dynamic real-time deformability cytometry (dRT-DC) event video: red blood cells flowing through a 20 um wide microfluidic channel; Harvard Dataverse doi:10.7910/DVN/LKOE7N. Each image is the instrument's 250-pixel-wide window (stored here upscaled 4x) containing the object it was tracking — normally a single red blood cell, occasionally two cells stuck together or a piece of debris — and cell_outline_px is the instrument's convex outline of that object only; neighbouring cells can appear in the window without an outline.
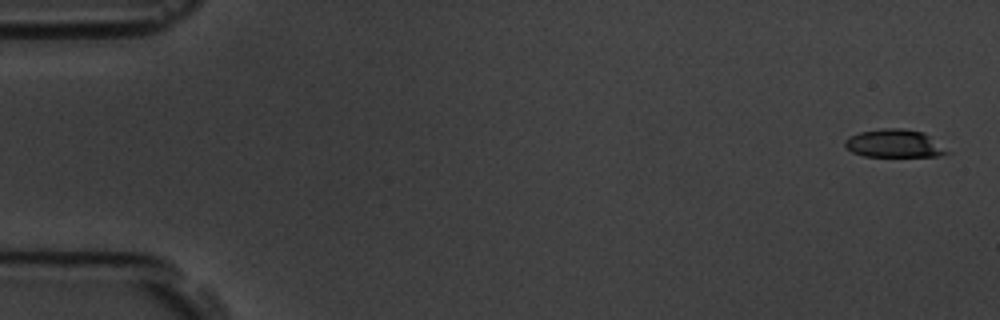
{"species": "common noctule bat (a hibernating species)", "species_latin": "Nyctalus noctula", "temperature_condition": "room temperature", "stored_images_in_passage": 6, "camera_frame_rate_fps": 3000, "um_per_image_px": 0.085, "animal": {"sex": "male", "body_mass_g": 19.5, "forearm_length_mm": 54.6}, "frame": {"image": 1, "passage_image": 1, "time_ms": 0.0, "image_size_px": [1000, 320], "cell_outline_px": [[952, 152], [940, 156], [864, 156], [852, 152], [844, 144], [844, 140], [848, 136], [860, 132], [884, 128], [900, 128], [924, 132]], "centroid_in_image_um": [76.03, 12.2], "position_along_channel_um": 9.0, "area_um2": 16.7}}
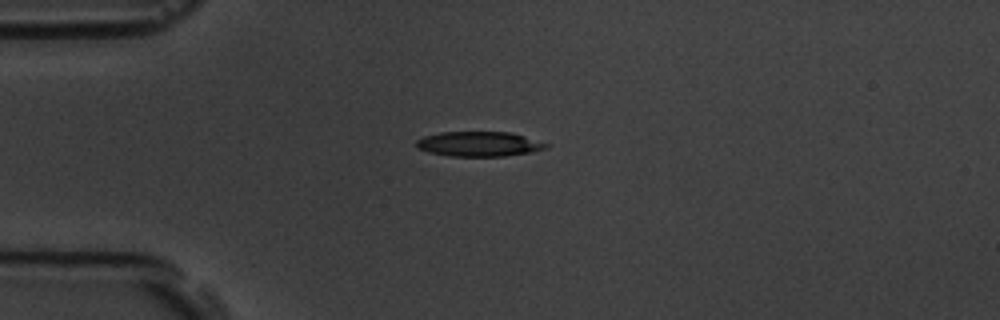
{"frame": {"image": 2, "passage_image": 5, "time_ms": 4.333, "image_size_px": [1000, 320], "cell_outline_px": [[548, 144], [544, 148], [528, 152], [504, 156], [448, 156], [428, 152], [416, 148], [416, 140], [424, 136], [440, 132], [512, 132]], "centroid_in_image_um": [40.63, 12.23], "position_along_channel_um": 44.4, "area_um2": 18.61}}